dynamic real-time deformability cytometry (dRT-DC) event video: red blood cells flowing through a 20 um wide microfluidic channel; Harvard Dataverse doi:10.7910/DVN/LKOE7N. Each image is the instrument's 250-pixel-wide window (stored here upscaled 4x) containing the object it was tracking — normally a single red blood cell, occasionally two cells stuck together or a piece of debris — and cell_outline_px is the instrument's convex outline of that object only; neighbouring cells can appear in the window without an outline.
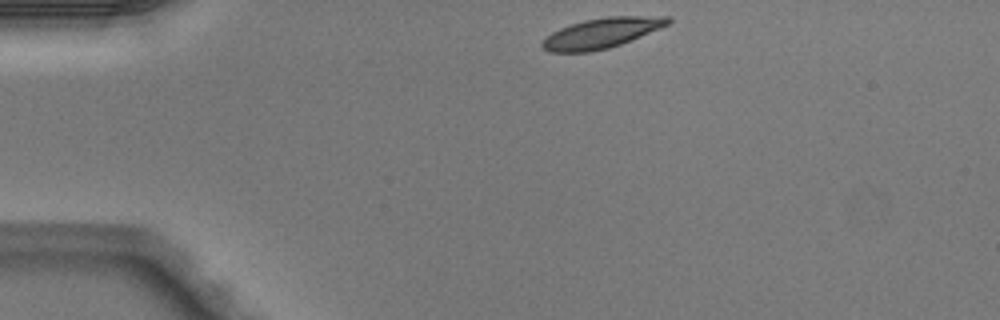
{"species": "Egyptian fruit bat (a non-hibernating species)", "species_latin": "Rousettus aegyptiacus", "temperature_condition": "warm", "stored_images_in_passage": 3, "camera_frame_rate_fps": 3000, "um_per_image_px": 0.085, "animal": {"sex": "male"}, "frame": {"image": 1, "passage_image": 1, "time_ms": 0.0, "image_size_px": [1000, 320], "cell_outline_px": [[672, 20], [668, 24], [660, 28], [632, 40], [608, 48], [588, 52], [548, 52], [540, 44], [552, 32], [560, 28], [584, 20], [604, 16], [668, 16]], "centroid_in_image_um": [51.15, 2.8], "position_along_channel_um": 33.9, "area_um2": 21.96}}
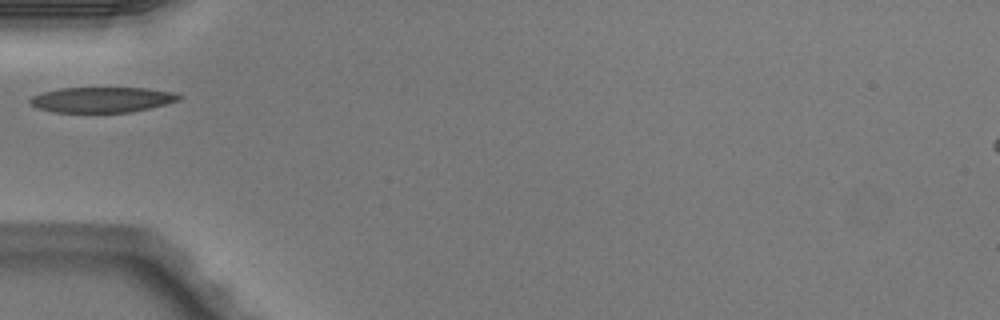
{"frame": {"image": 2, "passage_image": 3, "time_ms": 0.667, "image_size_px": [1000, 320], "cell_outline_px": [[184, 96], [180, 100], [132, 112], [52, 112], [36, 108], [28, 104], [28, 100], [32, 96], [44, 92], [60, 88], [144, 88], [172, 92]], "centroid_in_image_um": [8.62, 8.48], "position_along_channel_um": 76.4, "area_um2": 22.02}}